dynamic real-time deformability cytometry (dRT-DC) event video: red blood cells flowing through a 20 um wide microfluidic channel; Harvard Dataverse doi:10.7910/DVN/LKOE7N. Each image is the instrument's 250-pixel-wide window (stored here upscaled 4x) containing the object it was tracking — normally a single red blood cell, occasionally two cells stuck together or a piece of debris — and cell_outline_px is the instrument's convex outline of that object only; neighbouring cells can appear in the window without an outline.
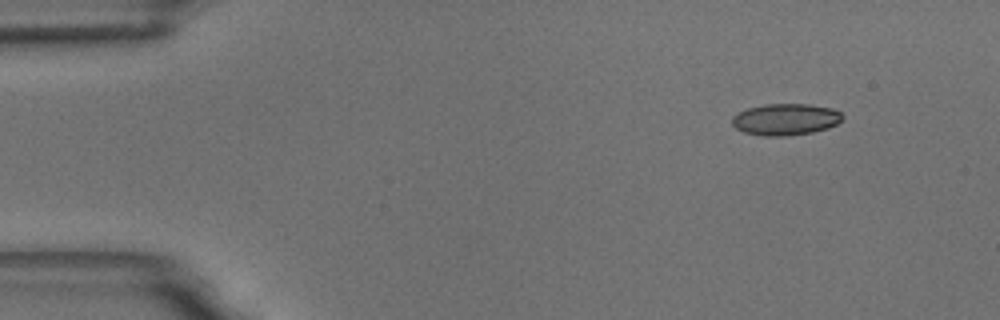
{"species": "common noctule bat (a hibernating species)", "species_latin": "Nyctalus noctula", "temperature_condition": "room temperature", "stored_images_in_passage": 4, "camera_frame_rate_fps": 3000, "um_per_image_px": 0.085, "animal": {"sex": "male", "body_mass_g": 18.8}, "frame": {"image": 1, "passage_image": 1, "time_ms": 0.0, "image_size_px": [1000, 320], "cell_outline_px": [[844, 116], [836, 124], [828, 128], [812, 132], [788, 136], [764, 136], [744, 132], [736, 128], [732, 124], [732, 116], [748, 108], [764, 104], [808, 104], [832, 108], [840, 112]], "centroid_in_image_um": [66.77, 10.15], "position_along_channel_um": 18.2, "area_um2": 20.29}}
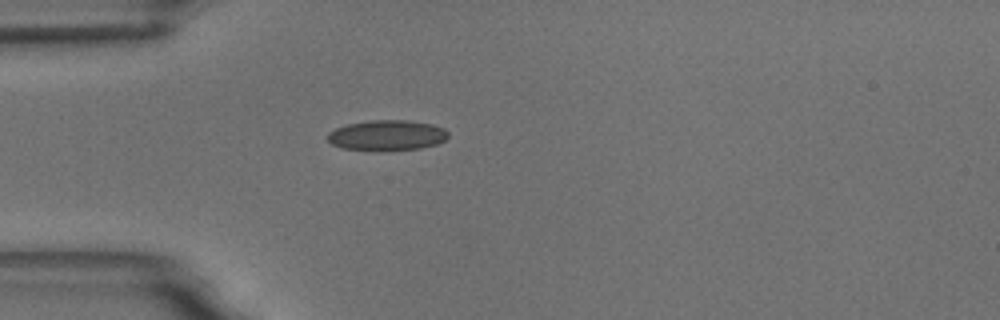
{"frame": {"image": 2, "passage_image": 4, "time_ms": 3.333, "image_size_px": [1000, 320], "cell_outline_px": [[448, 136], [444, 140], [436, 144], [420, 148], [380, 152], [376, 152], [340, 148], [332, 144], [328, 140], [328, 132], [336, 128], [348, 124], [372, 120], [408, 120], [432, 124], [444, 128], [448, 132]], "centroid_in_image_um": [32.87, 11.52], "position_along_channel_um": 52.1, "area_um2": 21.73}}